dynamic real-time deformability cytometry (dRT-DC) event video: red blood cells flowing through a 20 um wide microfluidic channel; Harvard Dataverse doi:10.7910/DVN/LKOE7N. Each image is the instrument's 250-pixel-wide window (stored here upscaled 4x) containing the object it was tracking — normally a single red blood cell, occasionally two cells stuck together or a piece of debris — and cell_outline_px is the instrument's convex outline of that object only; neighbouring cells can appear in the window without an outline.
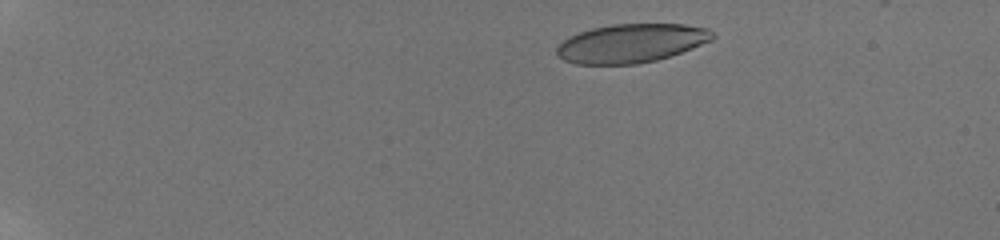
{"species": "human", "species_latin": "Homo sapiens", "temperature_condition": "room temperature", "stored_images_in_passage": 19, "camera_frame_rate_fps": 3000, "um_per_image_px": 0.085, "donor": {"sex": "male"}, "frame": {"image": 1, "passage_image": 3, "time_ms": 1.333, "image_size_px": [1000, 240], "cell_outline_px": [[716, 36], [712, 40], [692, 48], [656, 60], [636, 64], [576, 64], [564, 60], [556, 56], [556, 48], [564, 40], [580, 32], [592, 28], [612, 24], [684, 24], [708, 28]], "centroid_in_image_um": [53.65, 3.67], "position_along_channel_um": 31.3, "area_um2": 35.03}}
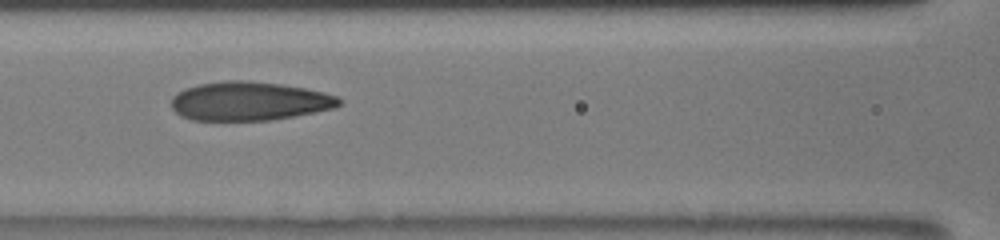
{"frame": {"image": 2, "passage_image": 13, "time_ms": 7.333, "image_size_px": [1000, 240], "cell_outline_px": [[340, 104], [336, 108], [272, 120], [192, 120], [180, 116], [172, 108], [172, 96], [176, 92], [184, 88], [200, 84], [224, 80], [244, 80], [280, 84], [304, 88], [324, 92], [336, 96], [340, 100]], "centroid_in_image_um": [21.16, 8.59], "position_along_channel_um": 145.4, "area_um2": 37.97}}
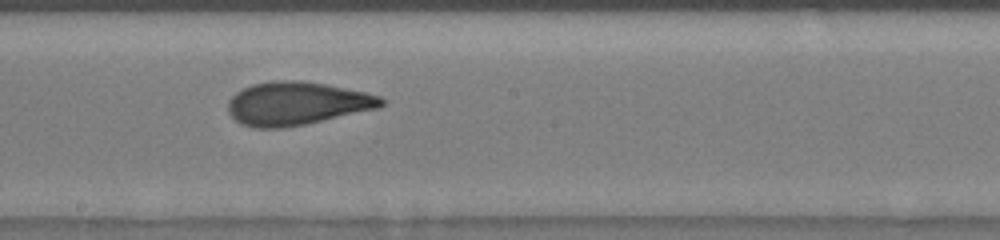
{"frame": {"image": 3, "passage_image": 17, "time_ms": 9.333, "image_size_px": [1000, 240], "cell_outline_px": [[384, 104], [380, 108], [304, 124], [280, 128], [256, 128], [240, 124], [228, 112], [228, 100], [236, 92], [252, 84], [272, 80], [296, 80], [324, 84], [364, 92], [380, 96], [384, 100]], "centroid_in_image_um": [25.2, 8.79], "position_along_channel_um": 223.0, "area_um2": 38.44}}